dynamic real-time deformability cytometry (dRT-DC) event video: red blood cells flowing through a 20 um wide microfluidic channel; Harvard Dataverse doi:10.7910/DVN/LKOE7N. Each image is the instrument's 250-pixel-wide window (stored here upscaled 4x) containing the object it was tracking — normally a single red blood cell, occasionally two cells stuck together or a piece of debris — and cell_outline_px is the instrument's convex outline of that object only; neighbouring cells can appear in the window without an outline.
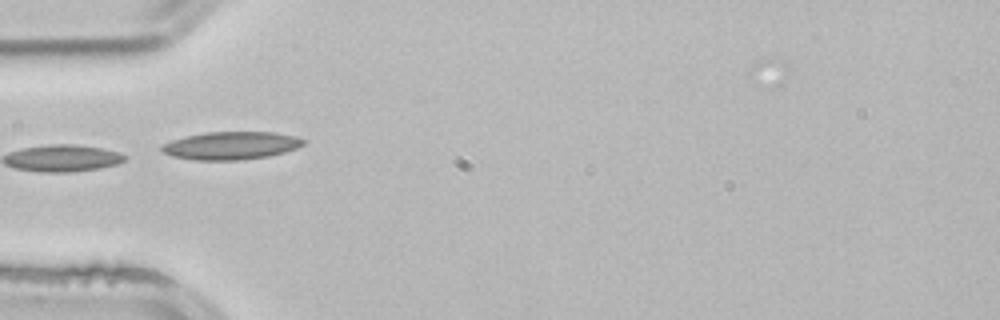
{"species": "common noctule bat (a hibernating species)", "species_latin": "Nyctalus noctula", "temperature_condition": "room temperature", "stored_images_in_passage": 24, "camera_frame_rate_fps": 3000, "um_per_image_px": 0.085, "animal": {"sex": "male", "body_mass_g": 21.5, "forearm_length_mm": 52.0}, "frame": {"image": 1, "passage_image": 1, "time_ms": 0.0, "image_size_px": [1000, 320], "cell_outline_px": [[308, 140], [304, 144], [296, 148], [284, 152], [268, 156], [236, 160], [196, 160], [172, 156], [164, 152], [160, 148], [164, 144], [172, 140], [184, 136], [204, 132], [272, 132], [296, 136]], "centroid_in_image_um": [19.66, 12.36], "position_along_channel_um": 65.3, "area_um2": 22.95}, "authors_computed_cell_mechanics": {"area_um2": 16.7331, "velocity_mm_per_s": 3.8925, "shape_relaxation_time_tau1_ms": null, "shape_relaxation_time_tau2_ms": 5.6854, "deformation_change_tau1": null, "deformation_change_tau2": 0.1455}}